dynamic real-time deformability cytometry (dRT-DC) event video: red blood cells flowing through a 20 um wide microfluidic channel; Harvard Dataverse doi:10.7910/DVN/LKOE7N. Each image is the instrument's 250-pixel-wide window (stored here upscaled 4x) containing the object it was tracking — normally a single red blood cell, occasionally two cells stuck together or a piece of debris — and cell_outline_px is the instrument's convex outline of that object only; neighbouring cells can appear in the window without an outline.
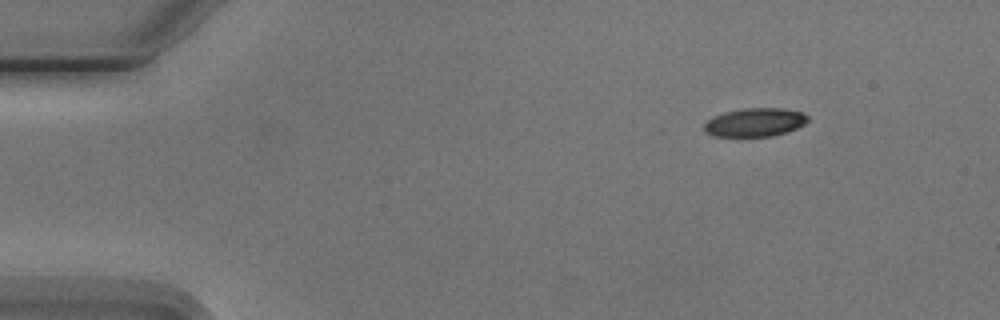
{"species": "Egyptian fruit bat (a non-hibernating species)", "species_latin": "Rousettus aegyptiacus", "temperature_condition": "cold", "stored_images_in_passage": 8, "camera_frame_rate_fps": 3000, "um_per_image_px": 0.085, "animal": {"sex": "male"}, "frame": {"image": 1, "passage_image": 1, "time_ms": 0.0, "image_size_px": [1000, 320], "cell_outline_px": [[808, 120], [804, 124], [788, 132], [772, 136], [712, 136], [704, 132], [704, 124], [712, 116], [724, 112], [744, 108], [784, 108], [804, 112], [808, 116]], "centroid_in_image_um": [64.17, 10.39], "position_along_channel_um": 20.8, "area_um2": 17.4}}
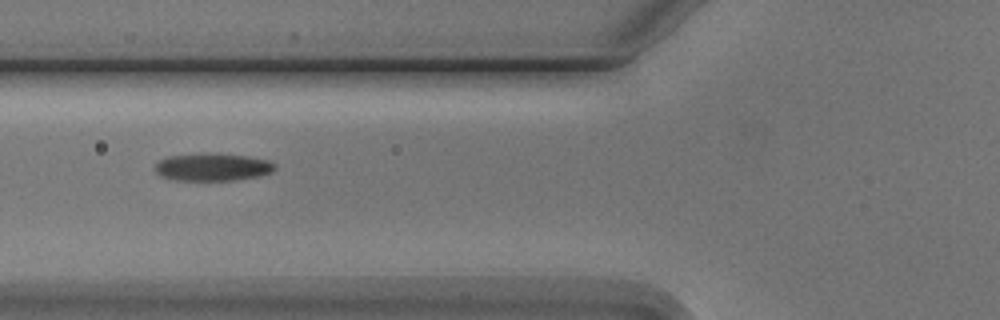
{"frame": {"image": 2, "passage_image": 5, "time_ms": 4.667, "image_size_px": [1000, 320], "cell_outline_px": [[276, 168], [272, 172], [260, 176], [236, 180], [168, 180], [160, 176], [156, 172], [156, 164], [160, 160], [168, 156], [248, 156], [268, 160], [276, 164]], "centroid_in_image_um": [18.1, 14.26], "position_along_channel_um": 107.7, "area_um2": 18.44}}
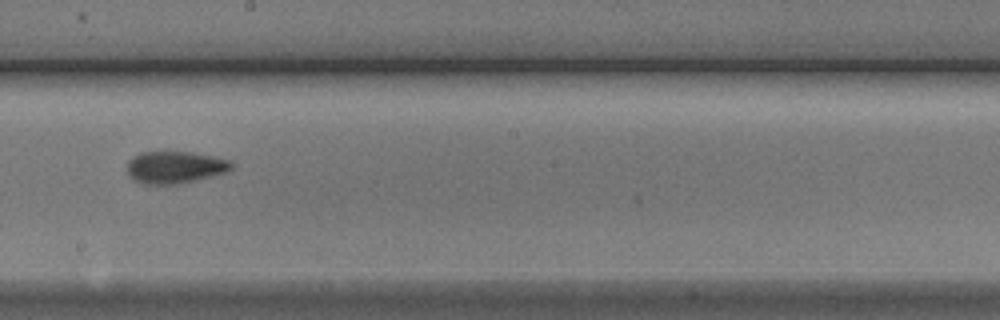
{"frame": {"image": 3, "passage_image": 8, "time_ms": 8.0, "image_size_px": [1000, 320], "cell_outline_px": [[232, 168], [224, 172], [212, 176], [180, 184], [144, 184], [132, 180], [128, 176], [128, 160], [132, 156], [140, 152], [192, 152], [212, 156], [228, 160], [232, 164]], "centroid_in_image_um": [14.81, 14.22], "position_along_channel_um": 233.4, "area_um2": 19.54}}